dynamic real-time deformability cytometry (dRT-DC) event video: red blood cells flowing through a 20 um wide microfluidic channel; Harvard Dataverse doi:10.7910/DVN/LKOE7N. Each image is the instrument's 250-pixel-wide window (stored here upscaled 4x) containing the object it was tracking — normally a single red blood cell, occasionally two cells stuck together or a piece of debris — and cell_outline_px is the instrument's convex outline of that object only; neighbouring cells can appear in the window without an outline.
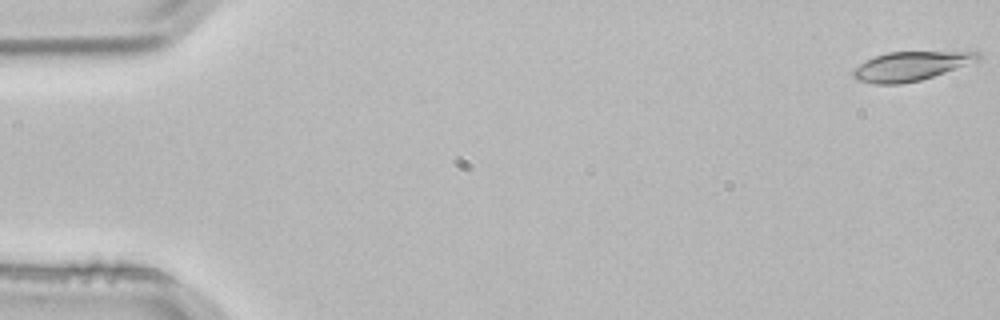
{"species": "common noctule bat (a hibernating species)", "species_latin": "Nyctalus noctula", "temperature_condition": "room temperature", "stored_images_in_passage": 3, "camera_frame_rate_fps": 3000, "um_per_image_px": 0.085, "animal": {"sex": "male", "body_mass_g": 21.5, "forearm_length_mm": 52.0}, "frame": {"image": 1, "passage_image": 1, "time_ms": 0.0, "image_size_px": [1000, 320], "cell_outline_px": [[984, 56], [980, 60], [920, 80], [900, 84], [876, 84], [856, 80], [852, 76], [852, 68], [876, 56], [888, 52], [980, 52]], "centroid_in_image_um": [77.4, 5.62], "position_along_channel_um": 7.6, "area_um2": 20.98}}